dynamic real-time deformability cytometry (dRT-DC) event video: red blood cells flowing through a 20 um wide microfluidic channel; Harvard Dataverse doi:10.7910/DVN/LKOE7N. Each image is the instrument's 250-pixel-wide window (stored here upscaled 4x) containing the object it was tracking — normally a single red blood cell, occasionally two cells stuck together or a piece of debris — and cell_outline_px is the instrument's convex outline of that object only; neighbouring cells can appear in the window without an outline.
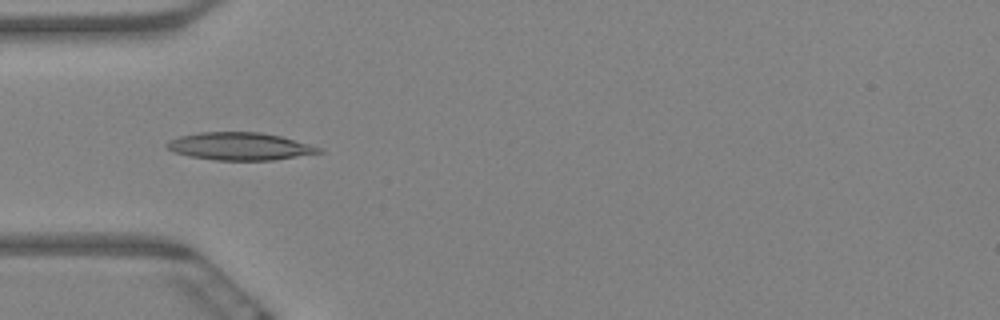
{"species": "Egyptian fruit bat (a non-hibernating species)", "species_latin": "Rousettus aegyptiacus", "temperature_condition": "warm", "stored_images_in_passage": 49, "camera_frame_rate_fps": 3000, "um_per_image_px": 0.085, "animal": {"sex": "female"}, "frame": {"image": 1, "passage_image": 14, "time_ms": 4.333, "image_size_px": [1000, 320], "cell_outline_px": [[324, 152], [272, 160], [216, 160], [188, 156], [176, 152], [168, 148], [164, 144], [168, 140], [180, 136], [200, 132], [260, 132], [280, 136], [324, 148]], "centroid_in_image_um": [20.39, 12.43], "position_along_channel_um": 64.6, "area_um2": 24.39}}
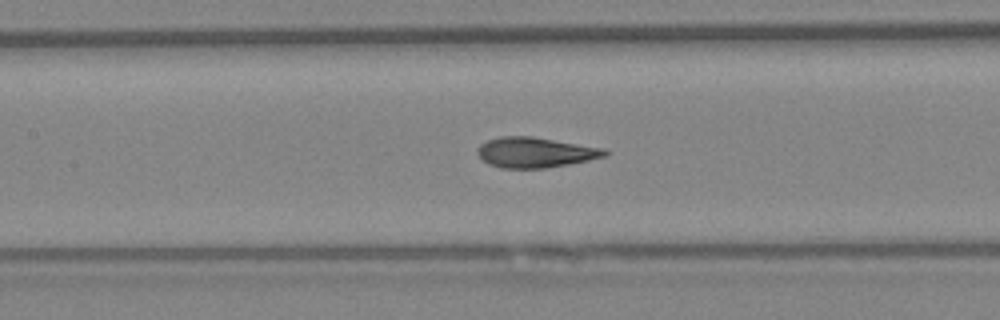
{"frame": {"image": 2, "passage_image": 23, "time_ms": 7.333, "image_size_px": [1000, 320], "cell_outline_px": [[608, 156], [568, 164], [544, 168], [500, 168], [488, 164], [476, 152], [480, 144], [488, 140], [500, 136], [532, 136], [604, 148], [608, 152]], "centroid_in_image_um": [45.49, 12.95], "position_along_channel_um": 161.9, "area_um2": 22.43}}
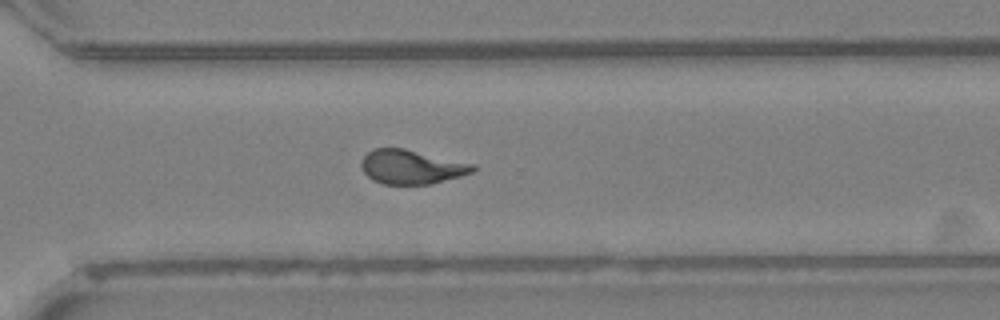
{"frame": {"image": 3, "passage_image": 39, "time_ms": 12.667, "image_size_px": [1000, 320], "cell_outline_px": [[476, 168], [472, 172], [460, 176], [432, 184], [384, 184], [372, 180], [364, 172], [360, 164], [360, 160], [372, 148], [404, 148], [476, 164]], "centroid_in_image_um": [34.97, 14.18], "position_along_channel_um": 335.6, "area_um2": 22.31}, "authors_computed_cell_mechanics": {"area_um2": 22.3108, "velocity_mm_per_s": 3.2664, "shape_relaxation_time_tau1_ms": 6.2487, "shape_relaxation_time_tau2_ms": 1.4164, "deformation_change_tau1": 0.2031, "deformation_change_tau2": 0.0907}}